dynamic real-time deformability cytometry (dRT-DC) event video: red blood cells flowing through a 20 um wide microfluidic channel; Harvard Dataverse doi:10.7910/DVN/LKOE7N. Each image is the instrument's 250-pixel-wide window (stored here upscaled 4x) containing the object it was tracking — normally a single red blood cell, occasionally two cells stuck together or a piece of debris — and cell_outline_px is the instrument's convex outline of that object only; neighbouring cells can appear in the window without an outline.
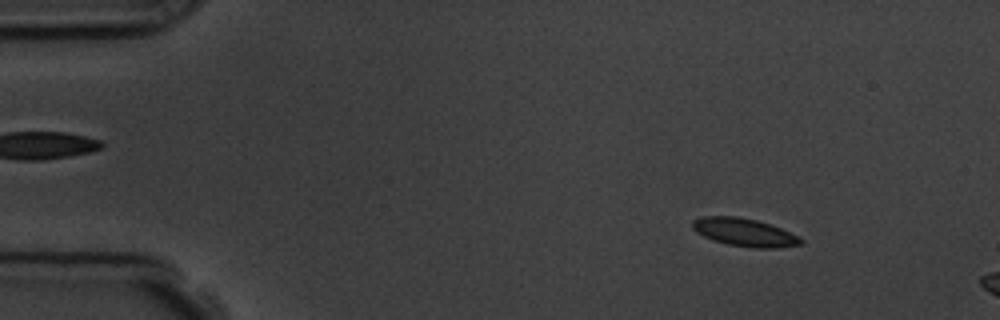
{"species": "common noctule bat (a hibernating species)", "species_latin": "Nyctalus noctula", "temperature_condition": "room temperature", "stored_images_in_passage": 3, "camera_frame_rate_fps": 3000, "um_per_image_px": 0.085, "animal": {"sex": "male", "body_mass_g": 19.5, "forearm_length_mm": 54.6}, "frame": {"image": 1, "passage_image": 1, "time_ms": 0.0, "image_size_px": [1000, 320], "cell_outline_px": [[804, 240], [800, 244], [776, 248], [752, 248], [728, 244], [712, 240], [696, 232], [692, 228], [692, 220], [700, 216], [736, 216], [756, 220], [780, 228], [800, 236]], "centroid_in_image_um": [63.25, 19.74], "position_along_channel_um": 21.7, "area_um2": 17.69}}